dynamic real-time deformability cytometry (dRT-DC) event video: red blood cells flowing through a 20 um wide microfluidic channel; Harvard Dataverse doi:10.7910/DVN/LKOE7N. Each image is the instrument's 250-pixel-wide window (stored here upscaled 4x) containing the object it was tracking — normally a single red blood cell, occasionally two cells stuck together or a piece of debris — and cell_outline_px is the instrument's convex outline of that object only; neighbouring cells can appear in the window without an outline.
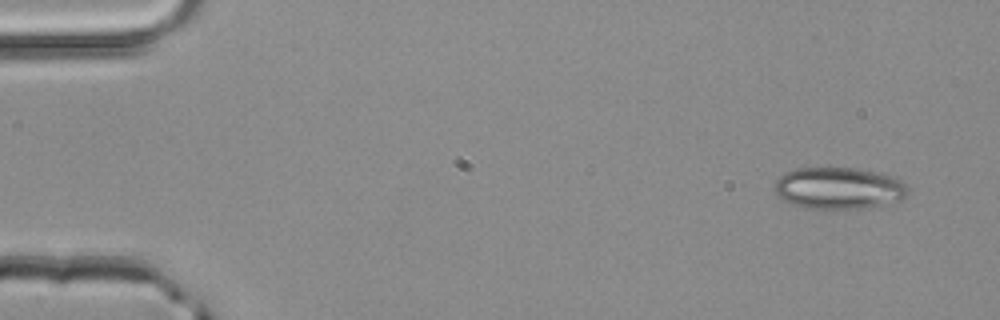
{"species": "common noctule bat (a hibernating species)", "species_latin": "Nyctalus noctula", "temperature_condition": "room temperature", "stored_images_in_passage": 3, "camera_frame_rate_fps": 3000, "um_per_image_px": 0.085, "animal": {"sex": "male", "body_mass_g": 20.4}, "frame": {"image": 1, "passage_image": 1, "time_ms": 0.0, "image_size_px": [1000, 320], "cell_outline_px": [[908, 192], [900, 200], [884, 204], [864, 208], [832, 212], [804, 208], [784, 200], [776, 196], [776, 180], [784, 172], [796, 168], [852, 168], [872, 172], [888, 176], [900, 180], [908, 188]], "centroid_in_image_um": [71.24, 16.04], "position_along_channel_um": 13.8, "area_um2": 32.77}}